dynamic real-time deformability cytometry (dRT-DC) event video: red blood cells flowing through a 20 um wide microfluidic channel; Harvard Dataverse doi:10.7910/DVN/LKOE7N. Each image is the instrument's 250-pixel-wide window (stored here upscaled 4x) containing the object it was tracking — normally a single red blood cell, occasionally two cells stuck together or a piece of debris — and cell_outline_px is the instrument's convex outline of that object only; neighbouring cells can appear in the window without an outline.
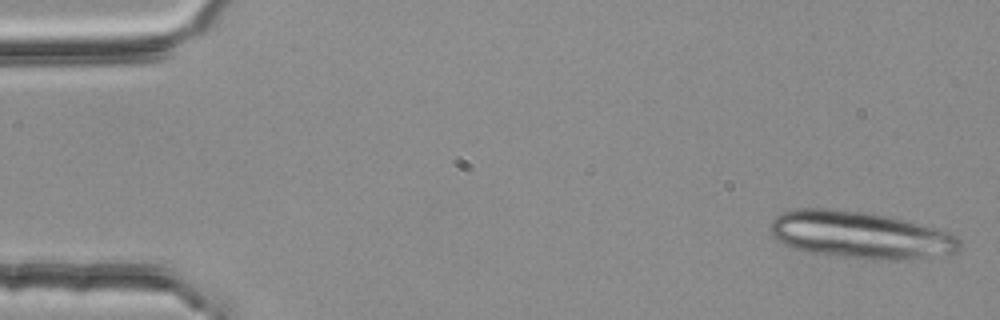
{"species": "common noctule bat (a hibernating species)", "species_latin": "Nyctalus noctula", "temperature_condition": "room temperature", "stored_images_in_passage": 4, "camera_frame_rate_fps": 3000, "um_per_image_px": 0.085, "animal": {"sex": "female", "body_mass_g": 25.1}, "frame": {"image": 1, "passage_image": 1, "time_ms": 0.0, "image_size_px": [1000, 320], "cell_outline_px": [[960, 248], [956, 252], [928, 256], [888, 260], [872, 260], [808, 252], [784, 244], [772, 236], [768, 228], [772, 220], [776, 216], [784, 212], [796, 208], [828, 208], [864, 212], [904, 220], [936, 228], [948, 232], [956, 236], [960, 240]], "centroid_in_image_um": [73.06, 19.96], "position_along_channel_um": 11.9, "area_um2": 51.5}}